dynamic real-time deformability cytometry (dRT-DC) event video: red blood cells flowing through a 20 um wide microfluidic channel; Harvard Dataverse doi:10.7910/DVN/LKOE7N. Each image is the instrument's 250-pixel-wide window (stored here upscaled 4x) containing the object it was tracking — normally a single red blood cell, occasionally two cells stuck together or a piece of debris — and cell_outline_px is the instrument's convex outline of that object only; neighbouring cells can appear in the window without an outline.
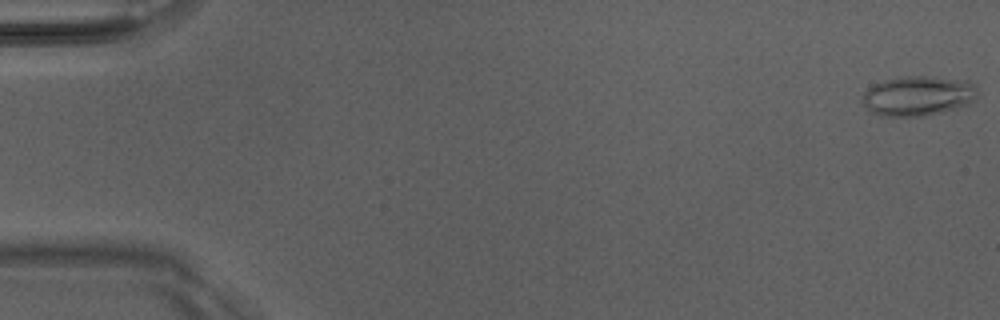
{"species": "Egyptian fruit bat (a non-hibernating species)", "species_latin": "Rousettus aegyptiacus", "temperature_condition": "room temperature", "stored_images_in_passage": 14, "camera_frame_rate_fps": 3000, "um_per_image_px": 0.085, "animal": {"sex": "male"}, "frame": {"image": 1, "passage_image": 1, "time_ms": 0.0, "image_size_px": [1000, 320], "cell_outline_px": [[976, 96], [972, 100], [964, 104], [928, 116], [880, 116], [872, 112], [860, 100], [864, 92], [868, 88], [876, 84], [888, 80], [908, 76], [924, 76], [968, 80], [976, 84]], "centroid_in_image_um": [78.01, 8.15], "position_along_channel_um": 7.0, "area_um2": 26.3}}